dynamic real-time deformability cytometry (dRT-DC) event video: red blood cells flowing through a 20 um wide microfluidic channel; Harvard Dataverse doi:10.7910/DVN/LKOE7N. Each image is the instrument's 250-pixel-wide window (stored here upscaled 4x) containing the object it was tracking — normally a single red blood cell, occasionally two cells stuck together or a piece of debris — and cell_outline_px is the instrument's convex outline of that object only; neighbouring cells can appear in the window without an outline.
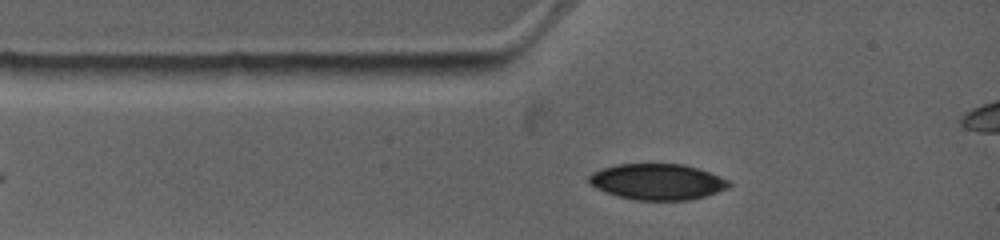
{"species": "common noctule bat (a hibernating species)", "species_latin": "Nyctalus noctula", "temperature_condition": "warm", "stored_images_in_passage": 6, "camera_frame_rate_fps": 4500, "um_per_image_px": 0.085, "animal": {"sex": "female", "body_mass_g": 19.0, "forearm_length_mm": 53.3}, "frame": {"image": 1, "passage_image": 2, "time_ms": 1.333, "image_size_px": [1000, 240], "cell_outline_px": [[732, 184], [728, 188], [704, 196], [688, 200], [636, 200], [604, 192], [596, 188], [588, 180], [588, 176], [592, 172], [616, 164], [684, 164], [708, 172], [728, 180]], "centroid_in_image_um": [55.86, 15.45], "position_along_channel_um": 29.1, "area_um2": 29.07}}
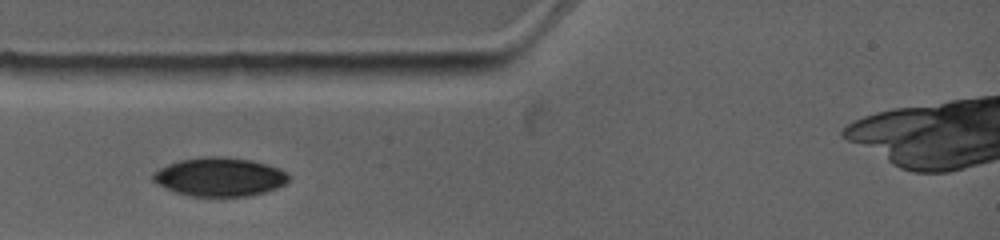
{"frame": {"image": 2, "passage_image": 3, "time_ms": 2.444, "image_size_px": [1000, 240], "cell_outline_px": [[288, 180], [284, 184], [276, 188], [264, 192], [248, 196], [192, 196], [176, 192], [164, 188], [152, 180], [152, 172], [168, 164], [180, 160], [208, 156], [216, 156], [252, 160], [268, 164], [280, 168], [288, 172]], "centroid_in_image_um": [18.66, 15.03], "position_along_channel_um": 66.3, "area_um2": 30.58}}